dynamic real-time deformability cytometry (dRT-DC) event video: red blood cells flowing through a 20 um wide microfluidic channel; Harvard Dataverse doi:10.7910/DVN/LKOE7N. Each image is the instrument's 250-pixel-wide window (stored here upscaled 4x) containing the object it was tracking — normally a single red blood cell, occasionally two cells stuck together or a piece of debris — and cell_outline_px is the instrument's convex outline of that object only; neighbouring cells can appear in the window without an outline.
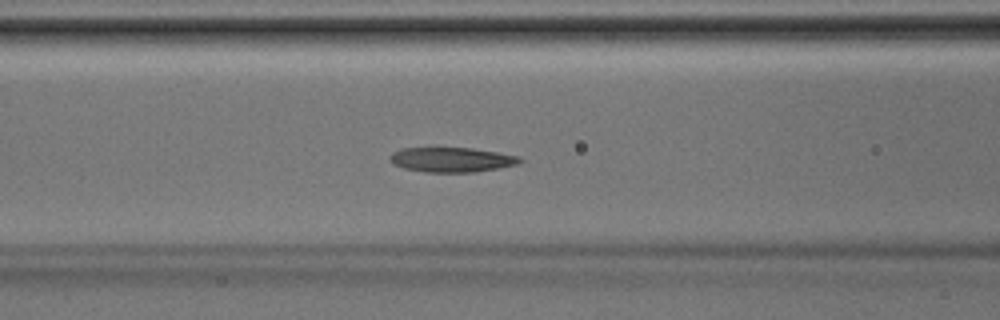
{"species": "Egyptian fruit bat (a non-hibernating species)", "species_latin": "Rousettus aegyptiacus", "temperature_condition": "room temperature", "stored_images_in_passage": 34, "camera_frame_rate_fps": 3000, "um_per_image_px": 0.085, "animal": {"sex": "male"}, "frame": {"image": 1, "passage_image": 10, "time_ms": 3.0, "image_size_px": [1000, 320], "cell_outline_px": [[524, 160], [516, 164], [496, 168], [472, 172], [424, 172], [404, 168], [388, 160], [388, 156], [392, 152], [400, 148], [432, 144], [472, 148], [520, 156]], "centroid_in_image_um": [38.28, 13.51], "position_along_channel_um": 128.3, "area_um2": 19.65}}